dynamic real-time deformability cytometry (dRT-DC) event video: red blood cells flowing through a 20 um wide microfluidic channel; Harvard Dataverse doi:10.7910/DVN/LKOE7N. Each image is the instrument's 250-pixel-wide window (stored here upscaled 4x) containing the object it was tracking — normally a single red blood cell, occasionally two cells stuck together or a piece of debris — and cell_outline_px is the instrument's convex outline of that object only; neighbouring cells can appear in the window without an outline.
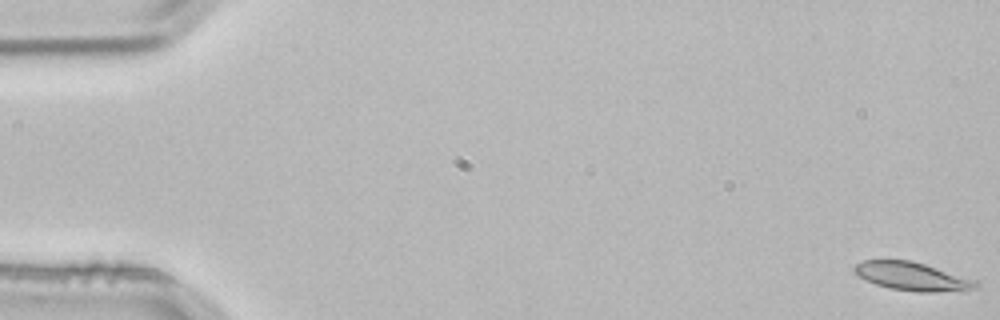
{"species": "common noctule bat (a hibernating species)", "species_latin": "Nyctalus noctula", "temperature_condition": "room temperature", "stored_images_in_passage": 4, "camera_frame_rate_fps": 3000, "um_per_image_px": 0.085, "animal": {"sex": "male", "body_mass_g": 21.5, "forearm_length_mm": 52.0}, "frame": {"image": 1, "passage_image": 1, "time_ms": 0.0, "image_size_px": [1000, 320], "cell_outline_px": [[980, 284], [976, 288], [964, 292], [916, 292], [892, 288], [876, 284], [860, 276], [852, 268], [856, 264], [864, 260], [912, 260], [976, 280]], "centroid_in_image_um": [77.63, 23.51], "position_along_channel_um": 7.4, "area_um2": 20.11}}